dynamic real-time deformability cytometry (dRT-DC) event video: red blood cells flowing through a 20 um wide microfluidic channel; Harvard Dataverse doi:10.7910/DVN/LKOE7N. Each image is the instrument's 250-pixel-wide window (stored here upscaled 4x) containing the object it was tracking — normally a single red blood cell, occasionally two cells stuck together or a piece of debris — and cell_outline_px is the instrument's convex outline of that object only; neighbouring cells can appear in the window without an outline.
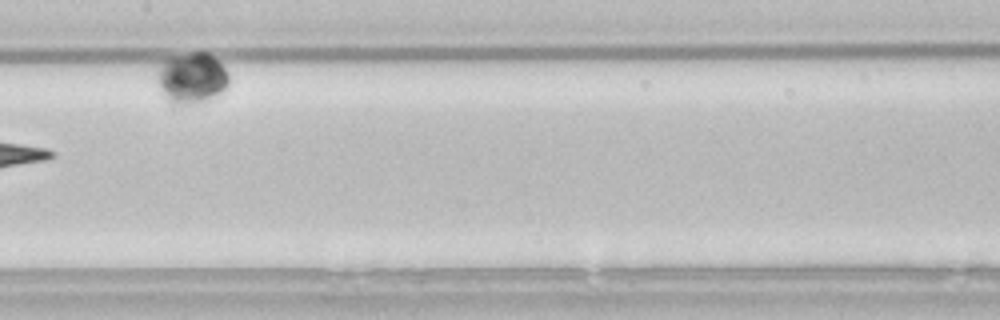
{"species": "common noctule bat (a hibernating species)", "species_latin": "Nyctalus noctula", "temperature_condition": "room temperature", "stored_images_in_passage": 7, "camera_frame_rate_fps": 3000, "um_per_image_px": 0.085, "animal": {"sex": "male", "body_mass_g": 21.5, "forearm_length_mm": 52.0}, "frame": {"image": 1, "passage_image": 7, "time_ms": 2.0, "image_size_px": [1000, 320], "cell_outline_px": [[228, 84], [220, 92], [208, 100], [196, 104], [172, 104], [160, 92], [156, 80], [156, 68], [164, 60], [172, 56], [192, 52], [204, 52], [212, 56], [228, 72]], "centroid_in_image_um": [16.22, 6.64], "position_along_channel_um": 191.2, "area_um2": 21.39}}